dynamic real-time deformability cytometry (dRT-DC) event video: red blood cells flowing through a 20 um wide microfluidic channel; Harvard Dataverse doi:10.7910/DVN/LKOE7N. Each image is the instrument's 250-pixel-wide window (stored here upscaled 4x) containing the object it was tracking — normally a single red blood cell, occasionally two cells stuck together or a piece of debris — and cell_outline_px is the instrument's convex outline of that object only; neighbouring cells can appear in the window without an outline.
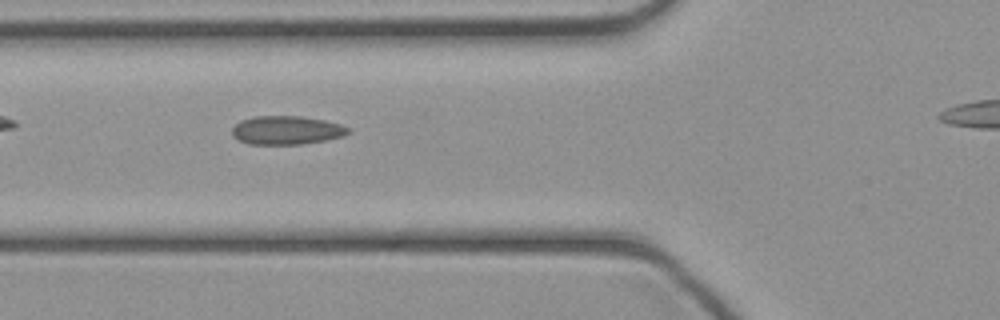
{"species": "common noctule bat (a hibernating species)", "species_latin": "Nyctalus noctula", "temperature_condition": "cold", "stored_images_in_passage": 29, "camera_frame_rate_fps": 3000, "um_per_image_px": 0.085, "animal": {"sex": "female", "body_mass_g": 21.9}, "frame": {"image": 1, "passage_image": 6, "time_ms": 1.667, "image_size_px": [1000, 320], "cell_outline_px": [[348, 132], [344, 136], [324, 140], [300, 144], [248, 144], [232, 136], [232, 128], [240, 120], [256, 116], [300, 116], [324, 120], [340, 124], [348, 128]], "centroid_in_image_um": [24.32, 11.06], "position_along_channel_um": 101.5, "area_um2": 19.19}}
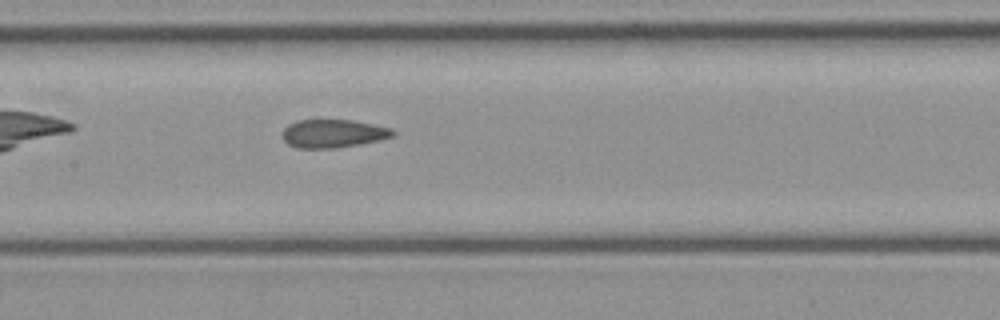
{"frame": {"image": 2, "passage_image": 11, "time_ms": 3.333, "image_size_px": [1000, 320], "cell_outline_px": [[396, 136], [380, 140], [360, 144], [336, 148], [296, 148], [288, 144], [284, 140], [280, 132], [288, 124], [296, 120], [352, 120], [392, 128], [396, 132]], "centroid_in_image_um": [28.31, 11.35], "position_along_channel_um": 179.1, "area_um2": 18.44}}
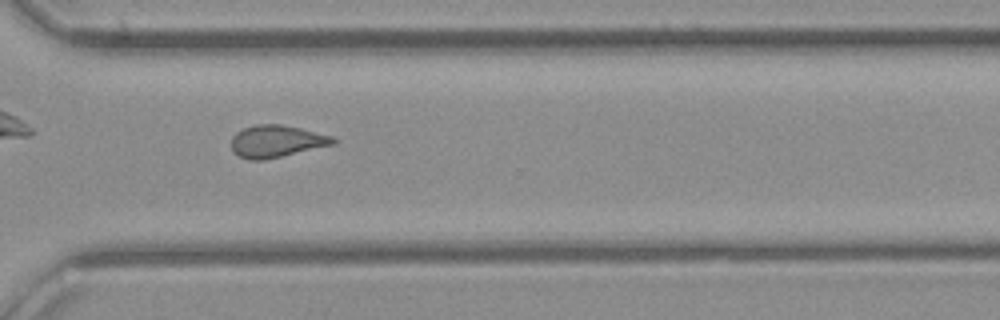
{"frame": {"image": 3, "passage_image": 22, "time_ms": 7.0, "image_size_px": [1000, 320], "cell_outline_px": [[340, 140], [336, 144], [264, 160], [252, 160], [240, 156], [232, 152], [232, 136], [236, 132], [244, 128], [256, 124], [280, 124], [300, 128], [332, 136]], "centroid_in_image_um": [23.53, 12.0], "position_along_channel_um": 347.1, "area_um2": 19.13}}